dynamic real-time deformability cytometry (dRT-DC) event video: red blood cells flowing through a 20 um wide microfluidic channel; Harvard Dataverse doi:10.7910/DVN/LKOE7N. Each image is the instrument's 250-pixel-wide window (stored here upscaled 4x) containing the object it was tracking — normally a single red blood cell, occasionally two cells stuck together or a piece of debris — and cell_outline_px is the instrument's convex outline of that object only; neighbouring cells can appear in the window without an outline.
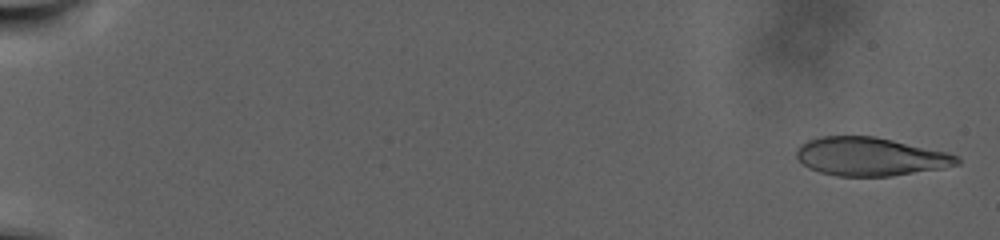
{"species": "human", "species_latin": "Homo sapiens", "temperature_condition": "warm", "stored_images_in_passage": 52, "camera_frame_rate_fps": 3000, "um_per_image_px": 0.085, "donor": {"sex": "male"}, "frame": {"image": 1, "passage_image": 1, "time_ms": 0.0, "image_size_px": [1000, 240], "cell_outline_px": [[960, 164], [944, 168], [892, 176], [836, 176], [820, 172], [808, 168], [796, 156], [796, 148], [800, 144], [808, 140], [820, 136], [876, 136], [948, 152], [960, 156]], "centroid_in_image_um": [74.0, 13.31], "position_along_channel_um": 11.0, "area_um2": 36.24}}
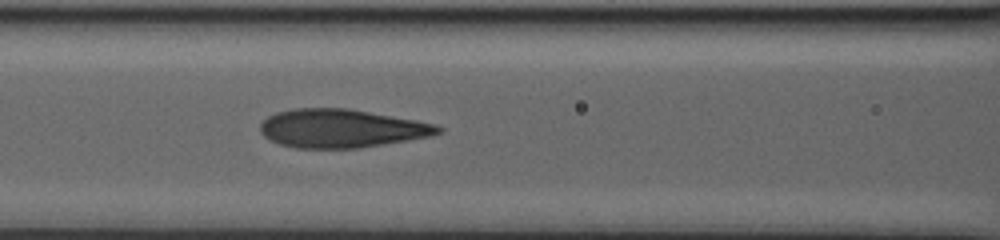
{"frame": {"image": 2, "passage_image": 30, "time_ms": 9.667, "image_size_px": [1000, 240], "cell_outline_px": [[444, 128], [440, 132], [432, 136], [360, 148], [296, 148], [280, 144], [264, 136], [260, 132], [260, 124], [268, 116], [276, 112], [292, 108], [348, 108], [416, 120], [436, 124]], "centroid_in_image_um": [29.02, 10.91], "position_along_channel_um": 137.6, "area_um2": 39.88}}
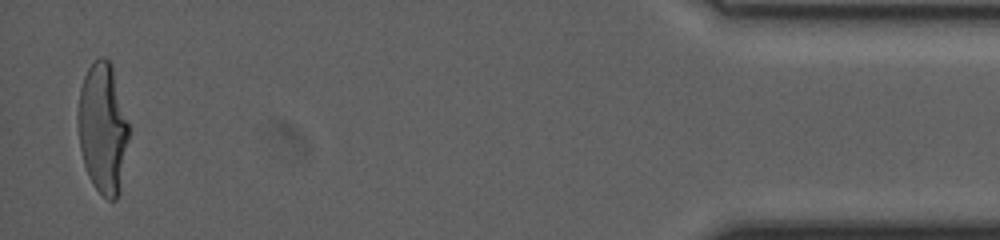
{"frame": {"image": 3, "passage_image": 52, "time_ms": 17.0, "image_size_px": [1000, 240], "cell_outline_px": [[128, 140], [120, 192], [116, 200], [108, 200], [92, 184], [88, 176], [84, 164], [80, 148], [80, 88], [84, 76], [88, 68], [100, 56], [104, 56], [112, 64], [128, 124]], "centroid_in_image_um": [8.76, 10.93], "position_along_channel_um": 426.4, "area_um2": 37.86}, "authors_computed_cell_mechanics": {"area_um2": 39.015, "velocity_mm_per_s": 4.1868, "shape_relaxation_time_tau1_ms": null, "shape_relaxation_time_tau2_ms": 1.0685, "deformation_change_tau1": null, "deformation_change_tau2": 0.0729}}